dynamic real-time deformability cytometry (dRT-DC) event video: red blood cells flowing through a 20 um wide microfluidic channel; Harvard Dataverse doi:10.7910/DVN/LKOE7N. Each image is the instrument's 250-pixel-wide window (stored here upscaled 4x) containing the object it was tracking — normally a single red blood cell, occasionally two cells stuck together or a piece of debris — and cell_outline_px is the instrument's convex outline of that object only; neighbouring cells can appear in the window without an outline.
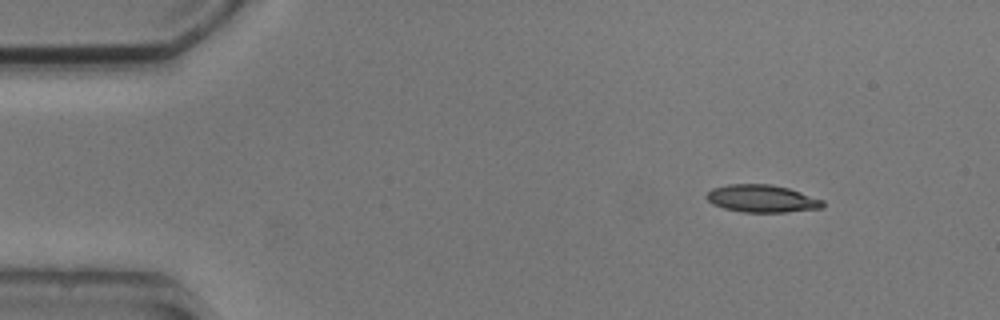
{"species": "common noctule bat (a hibernating species)", "species_latin": "Nyctalus noctula", "temperature_condition": "cold", "stored_images_in_passage": 3, "camera_frame_rate_fps": 3000, "um_per_image_px": 0.085, "animal": {"sex": "male", "body_mass_g": 20.5, "forearm_length_mm": 52.5}, "frame": {"image": 1, "passage_image": 1, "time_ms": 0.0, "image_size_px": [1000, 320], "cell_outline_px": [[824, 208], [784, 212], [744, 212], [724, 208], [712, 204], [704, 196], [712, 188], [728, 184], [772, 184], [788, 188], [824, 200]], "centroid_in_image_um": [64.76, 16.88], "position_along_channel_um": 20.2, "area_um2": 18.67}}